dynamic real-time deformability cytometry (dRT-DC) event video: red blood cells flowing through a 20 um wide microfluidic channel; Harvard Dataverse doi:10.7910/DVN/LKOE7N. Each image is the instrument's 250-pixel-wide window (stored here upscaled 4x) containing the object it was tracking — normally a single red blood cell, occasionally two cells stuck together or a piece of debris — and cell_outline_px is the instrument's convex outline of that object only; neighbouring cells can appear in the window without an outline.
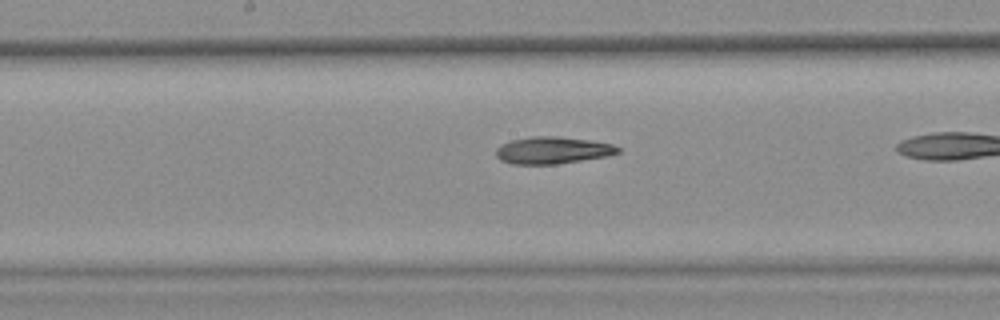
{"species": "common noctule bat (a hibernating species)", "species_latin": "Nyctalus noctula", "temperature_condition": "warm", "stored_images_in_passage": 33, "camera_frame_rate_fps": 3000, "um_per_image_px": 0.085, "animal": {"sex": "female", "body_mass_g": 25.1}, "frame": {"image": 1, "passage_image": 19, "time_ms": 6.0, "image_size_px": [1000, 320], "cell_outline_px": [[620, 152], [608, 156], [556, 164], [512, 164], [500, 160], [496, 156], [496, 148], [500, 144], [512, 140], [532, 136], [560, 136], [592, 140], [612, 144], [620, 148]], "centroid_in_image_um": [46.97, 12.77], "position_along_channel_um": 201.2, "area_um2": 19.36}}